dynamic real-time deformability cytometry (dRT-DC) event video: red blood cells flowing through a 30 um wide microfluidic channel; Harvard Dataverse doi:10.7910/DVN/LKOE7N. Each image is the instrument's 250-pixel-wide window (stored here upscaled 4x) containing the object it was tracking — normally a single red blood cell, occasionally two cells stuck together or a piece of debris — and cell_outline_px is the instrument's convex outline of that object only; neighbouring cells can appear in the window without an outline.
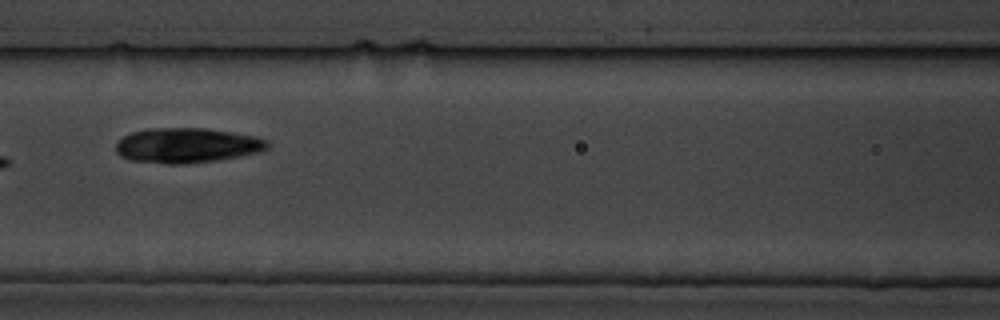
{"species": "common noctule bat (a hibernating species)", "species_latin": "Nyctalus noctula", "temperature_condition": "cold", "stored_images_in_passage": 11, "segment_of_instrument_passage": [1, 2], "camera_frame_rate_fps": 3000, "um_per_image_px": 0.085, "animal": {"sex": "male", "body_mass_g": 19.5, "forearm_length_mm": 54.6}, "frame": {"image": 1, "passage_image": 7, "time_ms": 7.667, "image_size_px": [1000, 320], "cell_outline_px": [[268, 148], [260, 152], [240, 156], [216, 160], [184, 164], [168, 164], [128, 160], [120, 156], [116, 152], [116, 144], [124, 136], [132, 132], [148, 128], [204, 128], [232, 132], [256, 136], [268, 140]], "centroid_in_image_um": [15.89, 12.36], "position_along_channel_um": 150.7, "area_um2": 30.98}}
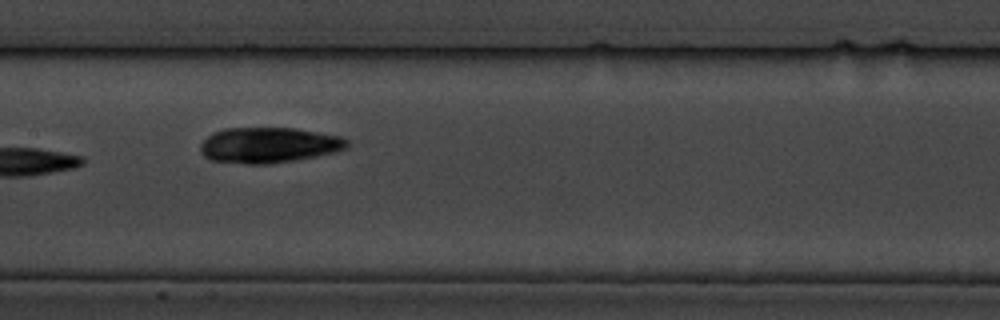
{"frame": {"image": 2, "passage_image": 8, "time_ms": 8.667, "image_size_px": [1000, 320], "cell_outline_px": [[352, 144], [348, 148], [336, 152], [296, 160], [268, 164], [248, 164], [212, 160], [204, 156], [200, 152], [200, 144], [212, 132], [224, 128], [296, 128], [340, 136], [348, 140]], "centroid_in_image_um": [22.87, 12.33], "position_along_channel_um": 184.5, "area_um2": 30.63}}
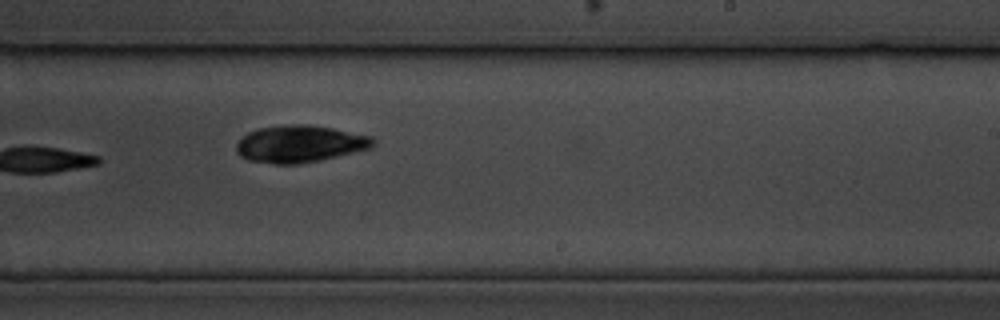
{"frame": {"image": 3, "passage_image": 10, "time_ms": 11.0, "image_size_px": [1000, 320], "cell_outline_px": [[376, 144], [372, 148], [320, 160], [300, 164], [276, 164], [248, 160], [240, 156], [236, 152], [236, 144], [248, 132], [260, 128], [292, 124], [308, 124], [332, 128], [372, 136], [376, 140]], "centroid_in_image_um": [25.52, 12.23], "position_along_channel_um": 263.5, "area_um2": 29.59}}